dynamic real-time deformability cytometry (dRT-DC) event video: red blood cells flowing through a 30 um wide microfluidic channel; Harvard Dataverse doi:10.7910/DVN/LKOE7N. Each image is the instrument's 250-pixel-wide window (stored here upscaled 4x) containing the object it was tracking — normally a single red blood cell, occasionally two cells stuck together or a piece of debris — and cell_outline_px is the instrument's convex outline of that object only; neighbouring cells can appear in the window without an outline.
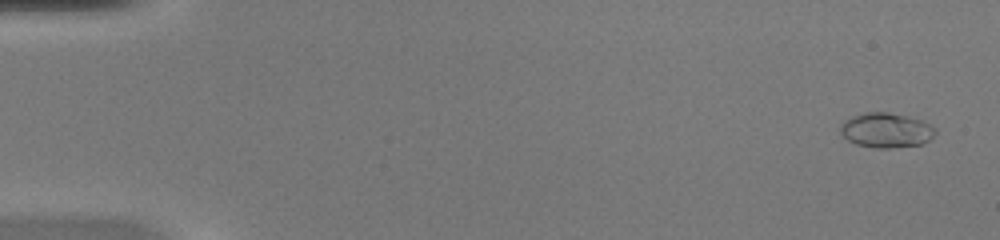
{"species": "common noctule bat (a hibernating species)", "species_latin": "Nyctalus noctula", "temperature_condition": "warm", "stored_images_in_passage": 50, "camera_frame_rate_fps": 3000, "um_per_image_px": 0.085, "animal": {"sex": "female", "body_mass_g": 20.0, "forearm_length_mm": 54.0}, "frame": {"image": 1, "passage_image": 2, "time_ms": 0.333, "image_size_px": [1000, 240], "cell_outline_px": [[936, 132], [924, 144], [892, 148], [876, 148], [856, 144], [848, 140], [840, 132], [840, 124], [844, 120], [852, 116], [864, 112], [888, 112], [924, 120], [936, 128]], "centroid_in_image_um": [75.33, 11.06], "position_along_channel_um": 9.7, "area_um2": 19.42}}
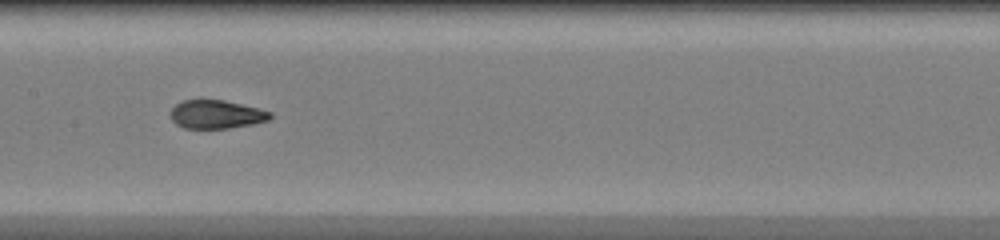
{"frame": {"image": 2, "passage_image": 26, "time_ms": 8.333, "image_size_px": [1000, 240], "cell_outline_px": [[272, 116], [268, 120], [252, 124], [228, 128], [184, 128], [176, 124], [172, 120], [172, 108], [176, 104], [184, 100], [224, 100], [272, 112]], "centroid_in_image_um": [18.39, 9.72], "position_along_channel_um": 189.0, "area_um2": 16.24}}
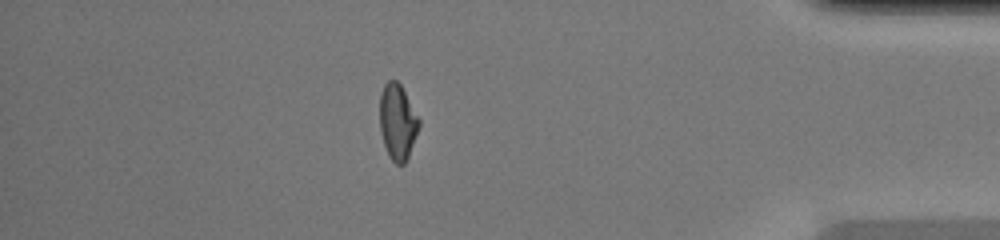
{"frame": {"image": 3, "passage_image": 44, "time_ms": 14.333, "image_size_px": [1000, 240], "cell_outline_px": [[420, 124], [408, 156], [404, 164], [396, 164], [388, 156], [380, 132], [380, 92], [384, 84], [388, 80], [396, 80], [400, 84], [420, 120]], "centroid_in_image_um": [33.77, 10.35], "position_along_channel_um": 401.4, "area_um2": 17.17}}